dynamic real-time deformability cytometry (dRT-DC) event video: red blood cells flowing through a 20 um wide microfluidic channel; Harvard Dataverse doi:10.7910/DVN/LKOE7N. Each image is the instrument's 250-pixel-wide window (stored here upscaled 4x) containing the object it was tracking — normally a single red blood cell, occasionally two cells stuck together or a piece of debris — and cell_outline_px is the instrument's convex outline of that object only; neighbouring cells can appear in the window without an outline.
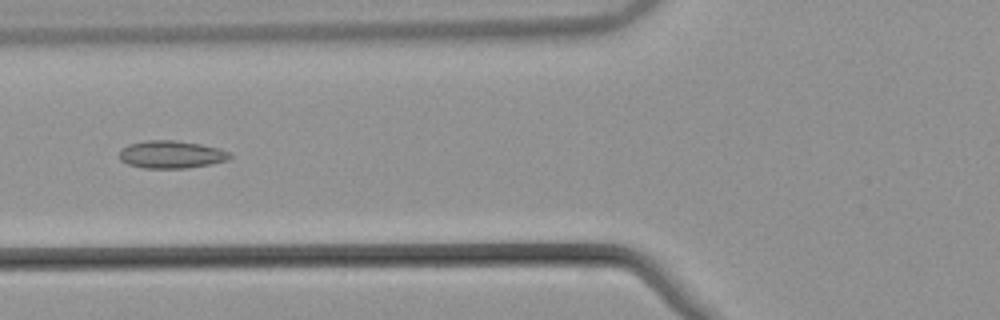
{"species": "common noctule bat (a hibernating species)", "species_latin": "Nyctalus noctula", "temperature_condition": "warm", "stored_images_in_passage": 41, "camera_frame_rate_fps": 3000, "um_per_image_px": 0.085, "animal": {"sex": "male", "body_mass_g": 21.5, "forearm_length_mm": 52.0}, "frame": {"image": 1, "passage_image": 9, "time_ms": 2.667, "image_size_px": [1000, 320], "cell_outline_px": [[232, 156], [228, 160], [188, 168], [144, 168], [128, 164], [120, 160], [120, 148], [128, 144], [144, 140], [176, 140], [200, 144], [220, 148], [228, 152]], "centroid_in_image_um": [14.53, 13.12], "position_along_channel_um": 111.3, "area_um2": 17.86}}
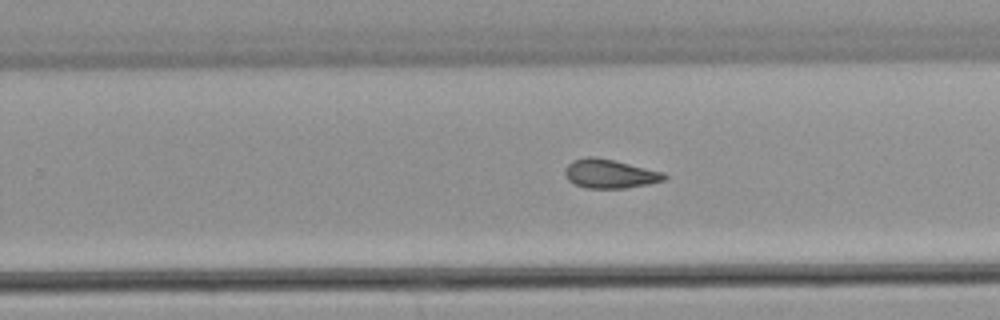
{"frame": {"image": 2, "passage_image": 22, "time_ms": 7.0, "image_size_px": [1000, 320], "cell_outline_px": [[668, 176], [664, 180], [648, 184], [624, 188], [584, 188], [568, 180], [564, 172], [564, 168], [572, 160], [584, 156], [592, 156], [612, 160], [664, 172]], "centroid_in_image_um": [51.8, 14.76], "position_along_channel_um": 278.0, "area_um2": 16.7}}
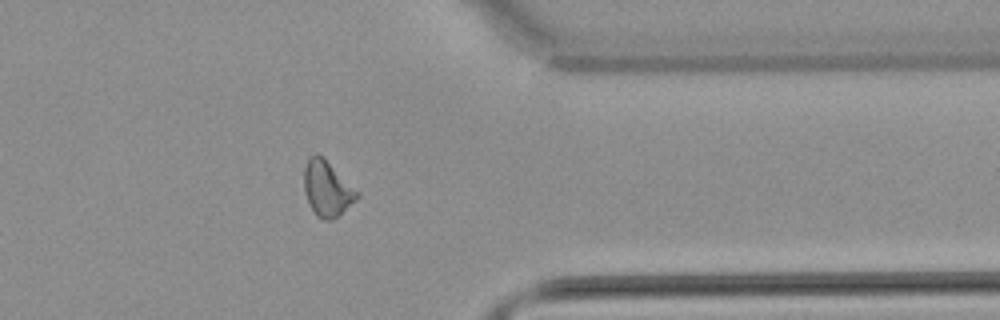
{"frame": {"image": 3, "passage_image": 31, "time_ms": 10.0, "image_size_px": [1000, 320], "cell_outline_px": [[360, 196], [356, 200], [332, 220], [324, 220], [316, 216], [308, 200], [304, 188], [304, 168], [308, 160], [316, 152], [324, 156], [360, 192]], "centroid_in_image_um": [27.83, 16.0], "position_along_channel_um": 383.6, "area_um2": 17.17}, "authors_computed_cell_mechanics": {"area_um2": 16.8198, "velocity_mm_per_s": 3.8532, "shape_relaxation_time_tau1_ms": null, "shape_relaxation_time_tau2_ms": 3.2708, "deformation_change_tau1": null, "deformation_change_tau2": 0.0812}}